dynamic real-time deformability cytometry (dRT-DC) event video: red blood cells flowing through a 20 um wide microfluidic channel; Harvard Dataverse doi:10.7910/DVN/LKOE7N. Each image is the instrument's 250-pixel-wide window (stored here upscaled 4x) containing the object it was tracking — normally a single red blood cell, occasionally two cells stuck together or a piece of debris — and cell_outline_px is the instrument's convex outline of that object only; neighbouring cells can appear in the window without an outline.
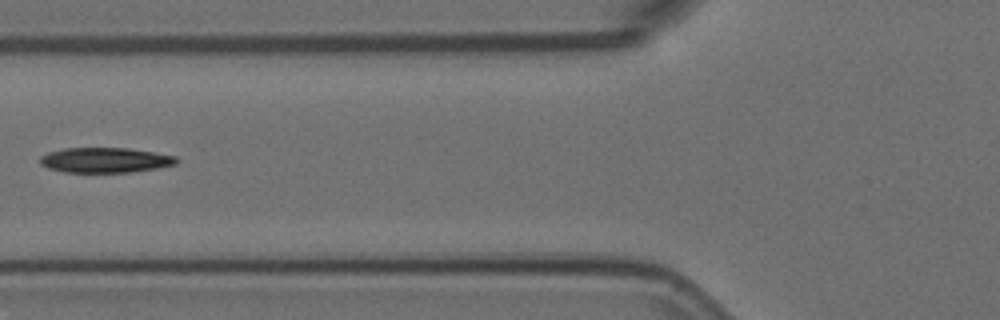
{"species": "Egyptian fruit bat (a non-hibernating species)", "species_latin": "Rousettus aegyptiacus", "temperature_condition": "room temperature", "stored_images_in_passage": 3, "camera_frame_rate_fps": 3000, "um_per_image_px": 0.085, "animal": {"sex": "female"}, "frame": {"image": 1, "passage_image": 3, "time_ms": 0.667, "image_size_px": [1000, 320], "cell_outline_px": [[180, 160], [176, 164], [156, 168], [128, 172], [64, 172], [48, 168], [40, 164], [40, 156], [48, 152], [64, 148], [128, 148], [176, 156]], "centroid_in_image_um": [8.92, 13.6], "position_along_channel_um": 116.9, "area_um2": 19.88}}